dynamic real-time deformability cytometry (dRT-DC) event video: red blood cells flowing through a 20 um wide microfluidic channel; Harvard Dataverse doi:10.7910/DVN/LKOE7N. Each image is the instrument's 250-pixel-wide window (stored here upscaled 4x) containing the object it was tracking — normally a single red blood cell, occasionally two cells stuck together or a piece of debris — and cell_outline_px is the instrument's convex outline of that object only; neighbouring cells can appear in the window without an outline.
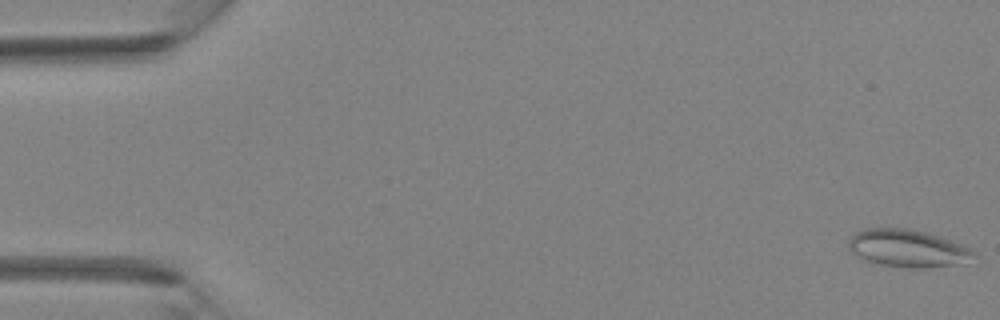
{"species": "Egyptian fruit bat (a non-hibernating species)", "species_latin": "Rousettus aegyptiacus", "temperature_condition": "room temperature", "stored_images_in_passage": 5, "camera_frame_rate_fps": 3000, "um_per_image_px": 0.085, "animal": {"sex": "female"}, "frame": {"image": 1, "passage_image": 1, "time_ms": 0.0, "image_size_px": [1000, 320], "cell_outline_px": [[972, 252], [956, 264], [924, 268], [908, 268], [880, 264], [868, 260], [852, 252], [848, 248], [848, 240], [856, 232], [864, 228], [908, 228], [924, 232], [960, 244], [968, 248]], "centroid_in_image_um": [77.0, 21.09], "position_along_channel_um": 8.0, "area_um2": 26.3}}